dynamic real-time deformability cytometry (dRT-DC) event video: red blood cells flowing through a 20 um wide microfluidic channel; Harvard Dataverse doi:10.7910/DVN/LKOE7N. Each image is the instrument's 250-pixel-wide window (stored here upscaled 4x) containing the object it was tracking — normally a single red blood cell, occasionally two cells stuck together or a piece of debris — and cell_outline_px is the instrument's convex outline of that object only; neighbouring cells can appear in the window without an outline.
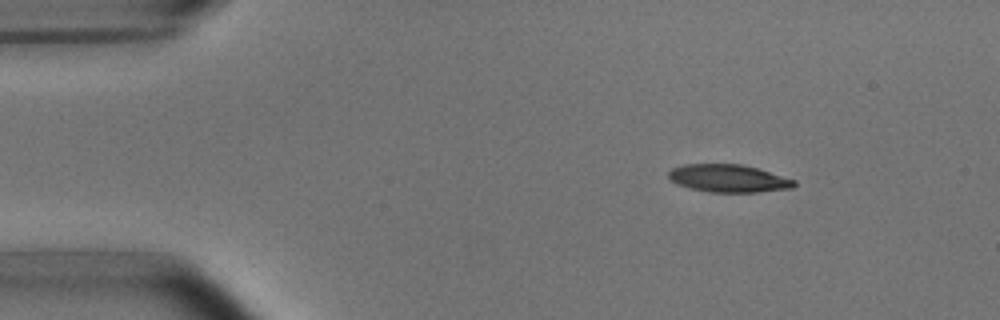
{"species": "common noctule bat (a hibernating species)", "species_latin": "Nyctalus noctula", "temperature_condition": "room temperature", "stored_images_in_passage": 3, "camera_frame_rate_fps": 3000, "um_per_image_px": 0.085, "animal": {"sex": "male", "body_mass_g": 15.6}, "frame": {"image": 1, "passage_image": 1, "time_ms": 0.0, "image_size_px": [1000, 320], "cell_outline_px": [[796, 184], [792, 188], [760, 192], [712, 192], [692, 188], [668, 180], [668, 172], [672, 168], [684, 164], [740, 164], [756, 168], [796, 180]], "centroid_in_image_um": [61.92, 15.16], "position_along_channel_um": 23.1, "area_um2": 20.11}}